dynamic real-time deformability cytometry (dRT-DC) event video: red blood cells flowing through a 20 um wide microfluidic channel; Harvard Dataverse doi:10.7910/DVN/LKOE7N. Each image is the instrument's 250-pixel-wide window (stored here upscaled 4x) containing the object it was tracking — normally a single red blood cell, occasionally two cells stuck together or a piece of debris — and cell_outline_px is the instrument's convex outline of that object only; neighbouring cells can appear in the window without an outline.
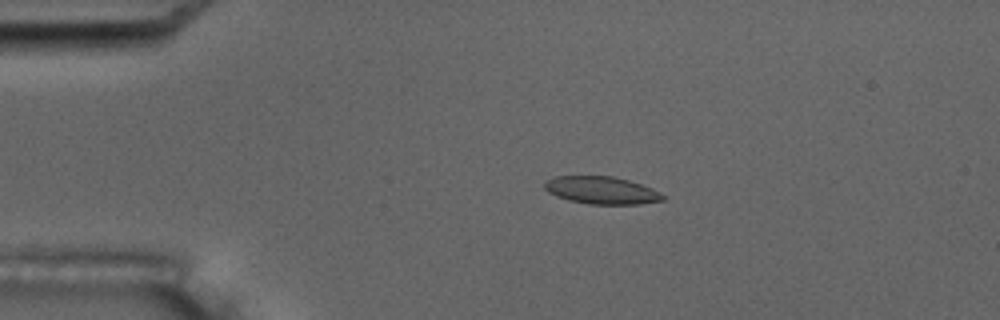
{"species": "common noctule bat (a hibernating species)", "species_latin": "Nyctalus noctula", "temperature_condition": "room temperature", "stored_images_in_passage": 5, "camera_frame_rate_fps": 3000, "um_per_image_px": 0.085, "animal": {"sex": "male", "body_mass_g": 17.5, "forearm_length_mm": 52.3}, "frame": {"image": 1, "passage_image": 4, "time_ms": 3.667, "image_size_px": [1000, 320], "cell_outline_px": [[664, 200], [640, 204], [588, 204], [568, 200], [556, 196], [548, 192], [544, 188], [544, 180], [556, 176], [612, 176], [628, 180], [652, 188], [660, 192], [664, 196]], "centroid_in_image_um": [51.1, 16.17], "position_along_channel_um": 33.9, "area_um2": 19.02}}